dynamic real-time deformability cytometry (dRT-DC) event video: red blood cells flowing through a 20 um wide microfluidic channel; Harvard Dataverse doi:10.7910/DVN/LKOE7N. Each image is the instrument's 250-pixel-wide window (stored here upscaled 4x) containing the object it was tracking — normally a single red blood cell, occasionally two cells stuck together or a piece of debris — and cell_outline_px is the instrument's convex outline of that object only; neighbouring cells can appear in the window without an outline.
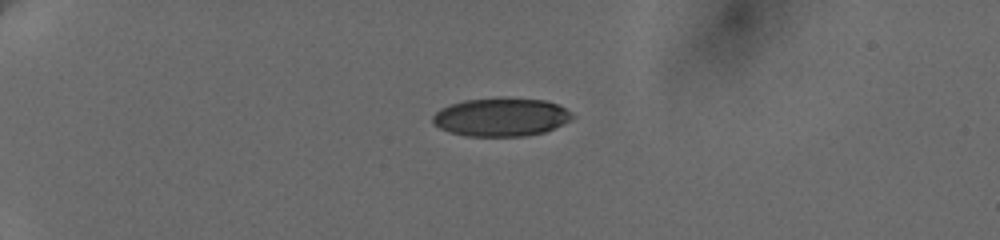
{"species": "human", "species_latin": "Homo sapiens", "temperature_condition": "cold", "stored_images_in_passage": 5, "camera_frame_rate_fps": 3000, "um_per_image_px": 0.085, "donor": {"sex": "female"}, "frame": {"image": 1, "passage_image": 1, "time_ms": 0.0, "image_size_px": [1000, 240], "cell_outline_px": [[572, 116], [568, 120], [544, 132], [524, 136], [468, 136], [448, 132], [432, 124], [432, 116], [440, 108], [464, 100], [500, 96], [504, 96], [544, 100], [556, 104], [564, 108]], "centroid_in_image_um": [42.5, 9.93], "position_along_channel_um": 42.5, "area_um2": 31.27}}
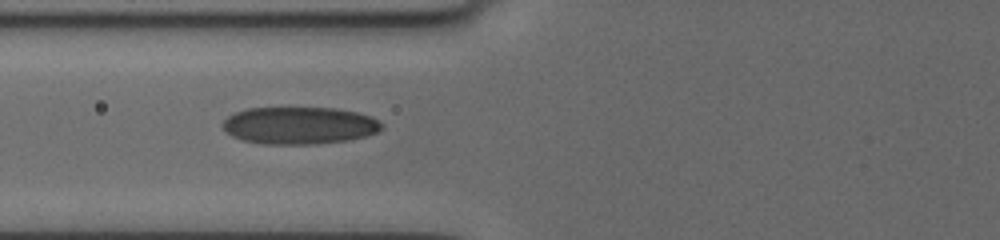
{"frame": {"image": 2, "passage_image": 4, "time_ms": 3.333, "image_size_px": [1000, 240], "cell_outline_px": [[384, 124], [376, 132], [364, 136], [348, 140], [312, 144], [264, 144], [244, 140], [232, 136], [220, 124], [228, 116], [236, 112], [248, 108], [336, 108], [356, 112], [372, 116]], "centroid_in_image_um": [25.44, 10.66], "position_along_channel_um": 100.4, "area_um2": 34.39}}
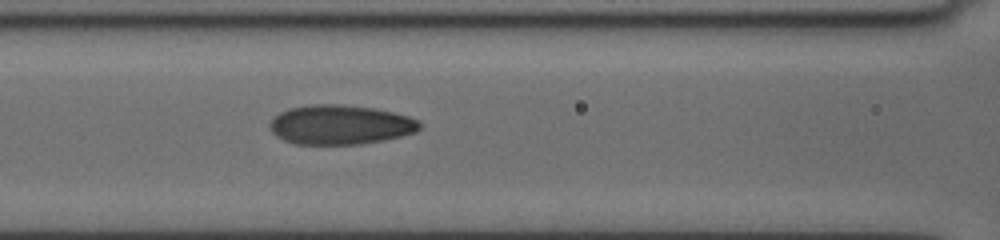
{"frame": {"image": 3, "passage_image": 5, "time_ms": 4.333, "image_size_px": [1000, 240], "cell_outline_px": [[420, 128], [416, 132], [400, 136], [360, 144], [296, 144], [284, 140], [276, 136], [272, 132], [268, 124], [280, 112], [288, 108], [312, 104], [340, 104], [376, 108], [408, 116], [420, 120]], "centroid_in_image_um": [28.91, 10.59], "position_along_channel_um": 137.7, "area_um2": 34.45}}